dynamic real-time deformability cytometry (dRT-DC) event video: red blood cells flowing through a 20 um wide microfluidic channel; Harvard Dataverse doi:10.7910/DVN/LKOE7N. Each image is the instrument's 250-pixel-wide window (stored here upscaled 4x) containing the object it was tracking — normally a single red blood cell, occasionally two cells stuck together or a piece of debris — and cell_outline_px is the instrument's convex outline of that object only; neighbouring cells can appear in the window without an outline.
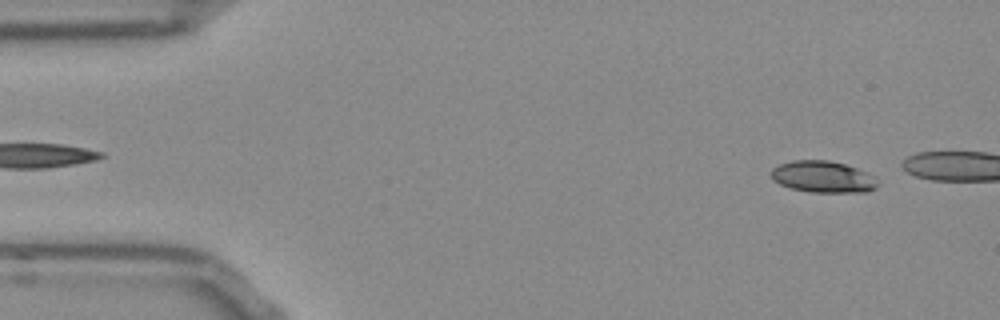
{"species": "Egyptian fruit bat (a non-hibernating species)", "species_latin": "Rousettus aegyptiacus", "temperature_condition": "room temperature", "stored_images_in_passage": 11, "camera_frame_rate_fps": 3000, "um_per_image_px": 0.085, "frame": {"image": 1, "passage_image": 4, "time_ms": 1.0, "image_size_px": [1000, 320], "cell_outline_px": [[876, 188], [868, 192], [808, 192], [792, 188], [780, 184], [772, 180], [772, 168], [780, 164], [792, 160], [828, 160], [844, 164], [856, 168], [872, 176], [876, 184]], "centroid_in_image_um": [69.91, 15.03], "position_along_channel_um": 15.1, "area_um2": 19.36}}